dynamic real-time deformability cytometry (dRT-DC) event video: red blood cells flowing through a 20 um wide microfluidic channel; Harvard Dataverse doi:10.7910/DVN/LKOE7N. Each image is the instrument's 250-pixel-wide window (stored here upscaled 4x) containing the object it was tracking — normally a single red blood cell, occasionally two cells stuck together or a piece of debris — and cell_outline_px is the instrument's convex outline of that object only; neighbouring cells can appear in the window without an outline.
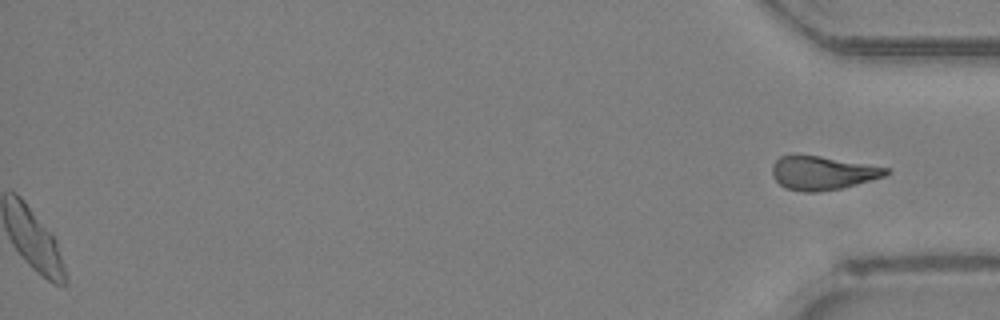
{"species": "Egyptian fruit bat (a non-hibernating species)", "species_latin": "Rousettus aegyptiacus", "temperature_condition": "room temperature", "stored_images_in_passage": 32, "segment_of_instrument_passage": [2, 2], "camera_frame_rate_fps": 3000, "um_per_image_px": 0.085, "animal": {"sex": "female"}, "frame": {"image": 1, "passage_image": 32, "time_ms": 10.333, "image_size_px": [1000, 320], "cell_outline_px": [[888, 172], [884, 176], [856, 184], [840, 188], [816, 192], [804, 192], [784, 188], [776, 180], [772, 172], [772, 164], [780, 156], [820, 156], [888, 168]], "centroid_in_image_um": [69.87, 14.71], "position_along_channel_um": 365.3, "area_um2": 21.79}}